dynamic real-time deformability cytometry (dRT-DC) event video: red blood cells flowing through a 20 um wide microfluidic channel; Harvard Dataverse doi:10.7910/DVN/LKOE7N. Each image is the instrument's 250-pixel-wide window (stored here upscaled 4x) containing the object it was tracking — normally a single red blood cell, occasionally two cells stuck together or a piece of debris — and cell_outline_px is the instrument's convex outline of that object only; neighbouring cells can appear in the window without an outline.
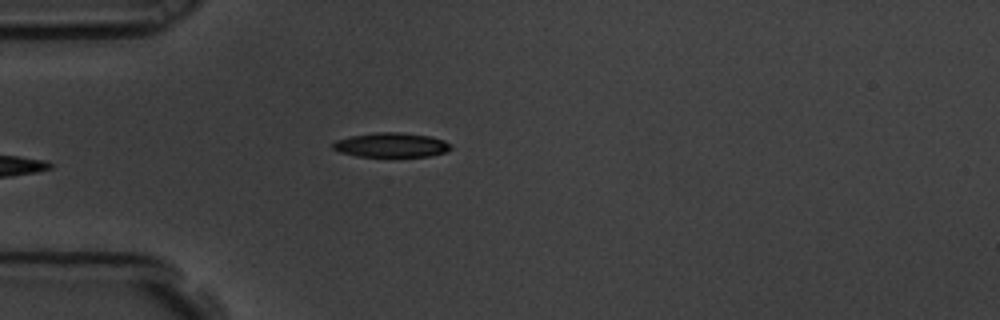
{"species": "common noctule bat (a hibernating species)", "species_latin": "Nyctalus noctula", "temperature_condition": "room temperature", "stored_images_in_passage": 5, "camera_frame_rate_fps": 3000, "um_per_image_px": 0.085, "animal": {"sex": "male", "body_mass_g": 19.5, "forearm_length_mm": 54.6}, "frame": {"image": 1, "passage_image": 5, "time_ms": 1.333, "image_size_px": [1000, 320], "cell_outline_px": [[452, 148], [444, 152], [428, 156], [356, 156], [340, 152], [332, 148], [332, 144], [336, 140], [348, 136], [376, 132], [400, 132], [428, 136], [444, 140]], "centroid_in_image_um": [33.2, 12.31], "position_along_channel_um": 51.8, "area_um2": 16.65}}